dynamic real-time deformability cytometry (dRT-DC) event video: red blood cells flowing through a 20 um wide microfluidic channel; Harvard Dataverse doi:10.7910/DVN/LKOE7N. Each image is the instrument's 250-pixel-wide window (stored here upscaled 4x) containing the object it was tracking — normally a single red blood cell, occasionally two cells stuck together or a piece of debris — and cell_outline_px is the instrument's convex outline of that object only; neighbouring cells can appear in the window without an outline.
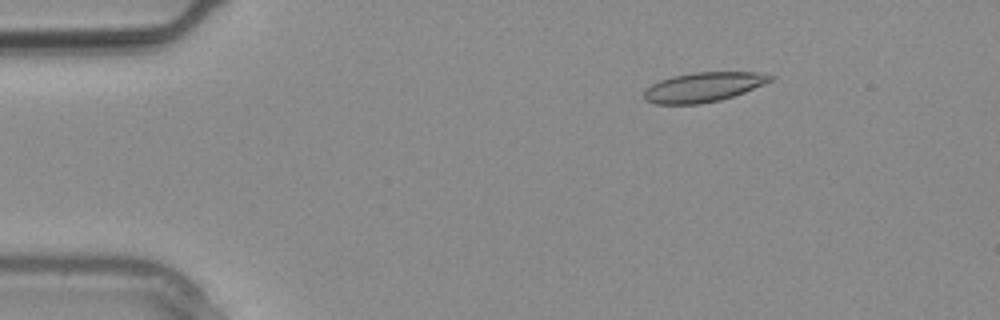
{"species": "common noctule bat (a hibernating species)", "species_latin": "Nyctalus noctula", "temperature_condition": "warm", "stored_images_in_passage": 3, "camera_frame_rate_fps": 3000, "um_per_image_px": 0.085, "animal": {"sex": "male", "body_mass_g": 20.4}, "frame": {"image": 1, "passage_image": 2, "time_ms": 0.333, "image_size_px": [1000, 320], "cell_outline_px": [[776, 76], [772, 80], [764, 84], [744, 92], [720, 100], [700, 104], [656, 104], [644, 100], [644, 92], [652, 84], [660, 80], [672, 76], [692, 72], [760, 72]], "centroid_in_image_um": [59.8, 7.4], "position_along_channel_um": 25.2, "area_um2": 21.79}}